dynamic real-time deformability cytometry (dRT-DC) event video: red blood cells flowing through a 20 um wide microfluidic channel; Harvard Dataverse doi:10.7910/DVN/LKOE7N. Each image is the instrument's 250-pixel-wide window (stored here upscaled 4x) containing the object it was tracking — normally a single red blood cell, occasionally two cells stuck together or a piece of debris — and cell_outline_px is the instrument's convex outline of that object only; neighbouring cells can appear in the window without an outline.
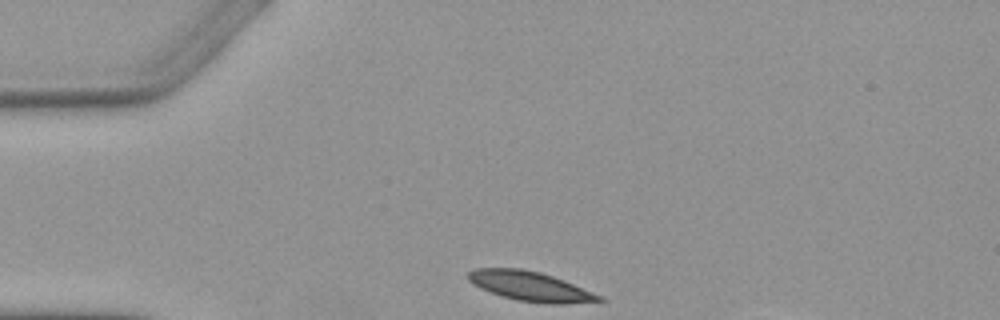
{"species": "Egyptian fruit bat (a non-hibernating species)", "species_latin": "Rousettus aegyptiacus", "temperature_condition": "warm", "stored_images_in_passage": 3, "segment_of_instrument_passage": [1, 2], "camera_frame_rate_fps": 3000, "um_per_image_px": 0.085, "animal": {"sex": "female"}, "frame": {"image": 1, "passage_image": 1, "time_ms": 0.0, "image_size_px": [1000, 320], "cell_outline_px": [[608, 300], [564, 304], [544, 304], [516, 300], [500, 296], [480, 288], [472, 284], [468, 280], [468, 272], [476, 268], [520, 268], [540, 272], [564, 280], [604, 296]], "centroid_in_image_um": [45.1, 24.35], "position_along_channel_um": 39.9, "area_um2": 22.83}}